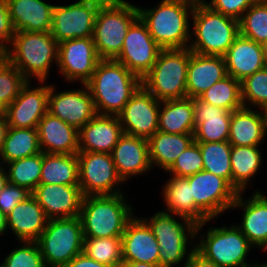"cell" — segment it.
Returning <instances> with one entry per match:
<instances>
[{
  "label": "cell",
  "mask_w": 267,
  "mask_h": 267,
  "mask_svg": "<svg viewBox=\"0 0 267 267\" xmlns=\"http://www.w3.org/2000/svg\"><path fill=\"white\" fill-rule=\"evenodd\" d=\"M86 85L97 114L118 116L142 79L115 59H101Z\"/></svg>",
  "instance_id": "obj_1"
},
{
  "label": "cell",
  "mask_w": 267,
  "mask_h": 267,
  "mask_svg": "<svg viewBox=\"0 0 267 267\" xmlns=\"http://www.w3.org/2000/svg\"><path fill=\"white\" fill-rule=\"evenodd\" d=\"M195 3L192 0H162L148 9L138 5V13L162 49L187 48L192 30L189 16H192Z\"/></svg>",
  "instance_id": "obj_2"
},
{
  "label": "cell",
  "mask_w": 267,
  "mask_h": 267,
  "mask_svg": "<svg viewBox=\"0 0 267 267\" xmlns=\"http://www.w3.org/2000/svg\"><path fill=\"white\" fill-rule=\"evenodd\" d=\"M174 217H178L179 222ZM141 218L151 228L158 241L160 267H178L181 263L183 264L182 267H185L192 251L195 250V244L192 242L196 241L194 239L198 238L196 236L199 234V231H202L205 224H208L212 220L209 219L197 225L185 217L164 211L155 212L149 218H146V216ZM180 220L183 222H180ZM189 243L191 245L193 244L192 248L188 247L190 245Z\"/></svg>",
  "instance_id": "obj_3"
},
{
  "label": "cell",
  "mask_w": 267,
  "mask_h": 267,
  "mask_svg": "<svg viewBox=\"0 0 267 267\" xmlns=\"http://www.w3.org/2000/svg\"><path fill=\"white\" fill-rule=\"evenodd\" d=\"M58 44L50 32L18 31L4 56L28 81L46 82L54 61L57 66Z\"/></svg>",
  "instance_id": "obj_4"
},
{
  "label": "cell",
  "mask_w": 267,
  "mask_h": 267,
  "mask_svg": "<svg viewBox=\"0 0 267 267\" xmlns=\"http://www.w3.org/2000/svg\"><path fill=\"white\" fill-rule=\"evenodd\" d=\"M124 195L121 193L83 197L79 217L84 237L122 236L127 223L135 216L133 207L130 202L127 204Z\"/></svg>",
  "instance_id": "obj_5"
},
{
  "label": "cell",
  "mask_w": 267,
  "mask_h": 267,
  "mask_svg": "<svg viewBox=\"0 0 267 267\" xmlns=\"http://www.w3.org/2000/svg\"><path fill=\"white\" fill-rule=\"evenodd\" d=\"M191 18L188 48L193 53L224 56L240 34L239 20L212 10L204 2L195 3Z\"/></svg>",
  "instance_id": "obj_6"
},
{
  "label": "cell",
  "mask_w": 267,
  "mask_h": 267,
  "mask_svg": "<svg viewBox=\"0 0 267 267\" xmlns=\"http://www.w3.org/2000/svg\"><path fill=\"white\" fill-rule=\"evenodd\" d=\"M139 17L138 6L126 0H106L99 8L93 41L100 59H116L131 24Z\"/></svg>",
  "instance_id": "obj_7"
},
{
  "label": "cell",
  "mask_w": 267,
  "mask_h": 267,
  "mask_svg": "<svg viewBox=\"0 0 267 267\" xmlns=\"http://www.w3.org/2000/svg\"><path fill=\"white\" fill-rule=\"evenodd\" d=\"M190 52L188 47L162 49L142 86L160 101L186 98Z\"/></svg>",
  "instance_id": "obj_8"
},
{
  "label": "cell",
  "mask_w": 267,
  "mask_h": 267,
  "mask_svg": "<svg viewBox=\"0 0 267 267\" xmlns=\"http://www.w3.org/2000/svg\"><path fill=\"white\" fill-rule=\"evenodd\" d=\"M83 229L80 217L48 220L36 240L46 267H65L83 253Z\"/></svg>",
  "instance_id": "obj_9"
},
{
  "label": "cell",
  "mask_w": 267,
  "mask_h": 267,
  "mask_svg": "<svg viewBox=\"0 0 267 267\" xmlns=\"http://www.w3.org/2000/svg\"><path fill=\"white\" fill-rule=\"evenodd\" d=\"M200 237L198 243L195 242V250L217 266L248 267L252 264L246 259L254 246L236 225L210 227Z\"/></svg>",
  "instance_id": "obj_10"
},
{
  "label": "cell",
  "mask_w": 267,
  "mask_h": 267,
  "mask_svg": "<svg viewBox=\"0 0 267 267\" xmlns=\"http://www.w3.org/2000/svg\"><path fill=\"white\" fill-rule=\"evenodd\" d=\"M77 157L79 187L83 196L123 193L120 185L124 182L116 171L110 153L79 151Z\"/></svg>",
  "instance_id": "obj_11"
},
{
  "label": "cell",
  "mask_w": 267,
  "mask_h": 267,
  "mask_svg": "<svg viewBox=\"0 0 267 267\" xmlns=\"http://www.w3.org/2000/svg\"><path fill=\"white\" fill-rule=\"evenodd\" d=\"M105 1L79 0L67 5H54L50 33L58 43L93 37L96 15Z\"/></svg>",
  "instance_id": "obj_12"
},
{
  "label": "cell",
  "mask_w": 267,
  "mask_h": 267,
  "mask_svg": "<svg viewBox=\"0 0 267 267\" xmlns=\"http://www.w3.org/2000/svg\"><path fill=\"white\" fill-rule=\"evenodd\" d=\"M195 205L209 218L215 219L231 209L238 192L222 177L202 170L186 177Z\"/></svg>",
  "instance_id": "obj_13"
},
{
  "label": "cell",
  "mask_w": 267,
  "mask_h": 267,
  "mask_svg": "<svg viewBox=\"0 0 267 267\" xmlns=\"http://www.w3.org/2000/svg\"><path fill=\"white\" fill-rule=\"evenodd\" d=\"M100 60L93 37L75 38L58 44V73L61 72L67 82L86 84Z\"/></svg>",
  "instance_id": "obj_14"
},
{
  "label": "cell",
  "mask_w": 267,
  "mask_h": 267,
  "mask_svg": "<svg viewBox=\"0 0 267 267\" xmlns=\"http://www.w3.org/2000/svg\"><path fill=\"white\" fill-rule=\"evenodd\" d=\"M161 50L146 24L138 17L129 27L121 52L115 60L142 79L155 64Z\"/></svg>",
  "instance_id": "obj_15"
},
{
  "label": "cell",
  "mask_w": 267,
  "mask_h": 267,
  "mask_svg": "<svg viewBox=\"0 0 267 267\" xmlns=\"http://www.w3.org/2000/svg\"><path fill=\"white\" fill-rule=\"evenodd\" d=\"M160 104V100L141 86L118 115L123 133L148 140L158 131Z\"/></svg>",
  "instance_id": "obj_16"
},
{
  "label": "cell",
  "mask_w": 267,
  "mask_h": 267,
  "mask_svg": "<svg viewBox=\"0 0 267 267\" xmlns=\"http://www.w3.org/2000/svg\"><path fill=\"white\" fill-rule=\"evenodd\" d=\"M50 84L48 96V112L69 125L80 130L97 113L91 93L86 84L80 89L55 92Z\"/></svg>",
  "instance_id": "obj_17"
},
{
  "label": "cell",
  "mask_w": 267,
  "mask_h": 267,
  "mask_svg": "<svg viewBox=\"0 0 267 267\" xmlns=\"http://www.w3.org/2000/svg\"><path fill=\"white\" fill-rule=\"evenodd\" d=\"M31 82L22 88L14 101L3 110L9 127L37 128L39 121L48 112V96L50 85L31 87Z\"/></svg>",
  "instance_id": "obj_18"
},
{
  "label": "cell",
  "mask_w": 267,
  "mask_h": 267,
  "mask_svg": "<svg viewBox=\"0 0 267 267\" xmlns=\"http://www.w3.org/2000/svg\"><path fill=\"white\" fill-rule=\"evenodd\" d=\"M48 220L79 217L83 194L79 185L39 184L31 193Z\"/></svg>",
  "instance_id": "obj_19"
},
{
  "label": "cell",
  "mask_w": 267,
  "mask_h": 267,
  "mask_svg": "<svg viewBox=\"0 0 267 267\" xmlns=\"http://www.w3.org/2000/svg\"><path fill=\"white\" fill-rule=\"evenodd\" d=\"M239 192L231 209L243 208L239 224H235L255 248L267 250V196L255 190L251 197L243 198ZM245 199V200H244Z\"/></svg>",
  "instance_id": "obj_20"
},
{
  "label": "cell",
  "mask_w": 267,
  "mask_h": 267,
  "mask_svg": "<svg viewBox=\"0 0 267 267\" xmlns=\"http://www.w3.org/2000/svg\"><path fill=\"white\" fill-rule=\"evenodd\" d=\"M122 239V261L159 265V245L151 228L134 216L126 225Z\"/></svg>",
  "instance_id": "obj_21"
},
{
  "label": "cell",
  "mask_w": 267,
  "mask_h": 267,
  "mask_svg": "<svg viewBox=\"0 0 267 267\" xmlns=\"http://www.w3.org/2000/svg\"><path fill=\"white\" fill-rule=\"evenodd\" d=\"M116 171L123 182L152 169L148 140L123 134L111 153Z\"/></svg>",
  "instance_id": "obj_22"
},
{
  "label": "cell",
  "mask_w": 267,
  "mask_h": 267,
  "mask_svg": "<svg viewBox=\"0 0 267 267\" xmlns=\"http://www.w3.org/2000/svg\"><path fill=\"white\" fill-rule=\"evenodd\" d=\"M123 134L118 116L96 114L79 130V151L111 154Z\"/></svg>",
  "instance_id": "obj_23"
},
{
  "label": "cell",
  "mask_w": 267,
  "mask_h": 267,
  "mask_svg": "<svg viewBox=\"0 0 267 267\" xmlns=\"http://www.w3.org/2000/svg\"><path fill=\"white\" fill-rule=\"evenodd\" d=\"M37 130L42 152L48 154L79 152V130L49 112L39 121Z\"/></svg>",
  "instance_id": "obj_24"
},
{
  "label": "cell",
  "mask_w": 267,
  "mask_h": 267,
  "mask_svg": "<svg viewBox=\"0 0 267 267\" xmlns=\"http://www.w3.org/2000/svg\"><path fill=\"white\" fill-rule=\"evenodd\" d=\"M192 100L195 119L194 141H228L232 112L206 103L199 97Z\"/></svg>",
  "instance_id": "obj_25"
},
{
  "label": "cell",
  "mask_w": 267,
  "mask_h": 267,
  "mask_svg": "<svg viewBox=\"0 0 267 267\" xmlns=\"http://www.w3.org/2000/svg\"><path fill=\"white\" fill-rule=\"evenodd\" d=\"M226 76L223 56L202 55L191 51L187 68V97L198 98Z\"/></svg>",
  "instance_id": "obj_26"
},
{
  "label": "cell",
  "mask_w": 267,
  "mask_h": 267,
  "mask_svg": "<svg viewBox=\"0 0 267 267\" xmlns=\"http://www.w3.org/2000/svg\"><path fill=\"white\" fill-rule=\"evenodd\" d=\"M223 57L227 75L240 82L265 67L261 44L241 34Z\"/></svg>",
  "instance_id": "obj_27"
},
{
  "label": "cell",
  "mask_w": 267,
  "mask_h": 267,
  "mask_svg": "<svg viewBox=\"0 0 267 267\" xmlns=\"http://www.w3.org/2000/svg\"><path fill=\"white\" fill-rule=\"evenodd\" d=\"M47 222L44 210L32 194L20 201L7 215V229L13 231L18 241H36Z\"/></svg>",
  "instance_id": "obj_28"
},
{
  "label": "cell",
  "mask_w": 267,
  "mask_h": 267,
  "mask_svg": "<svg viewBox=\"0 0 267 267\" xmlns=\"http://www.w3.org/2000/svg\"><path fill=\"white\" fill-rule=\"evenodd\" d=\"M15 32H50L54 5L43 0H6Z\"/></svg>",
  "instance_id": "obj_29"
},
{
  "label": "cell",
  "mask_w": 267,
  "mask_h": 267,
  "mask_svg": "<svg viewBox=\"0 0 267 267\" xmlns=\"http://www.w3.org/2000/svg\"><path fill=\"white\" fill-rule=\"evenodd\" d=\"M167 183L162 187V197L164 199V212L185 217L195 224H201L209 218L195 205L192 197L189 180L186 177L171 175Z\"/></svg>",
  "instance_id": "obj_30"
},
{
  "label": "cell",
  "mask_w": 267,
  "mask_h": 267,
  "mask_svg": "<svg viewBox=\"0 0 267 267\" xmlns=\"http://www.w3.org/2000/svg\"><path fill=\"white\" fill-rule=\"evenodd\" d=\"M243 107L232 111L228 142L231 146H261L267 136L261 111Z\"/></svg>",
  "instance_id": "obj_31"
},
{
  "label": "cell",
  "mask_w": 267,
  "mask_h": 267,
  "mask_svg": "<svg viewBox=\"0 0 267 267\" xmlns=\"http://www.w3.org/2000/svg\"><path fill=\"white\" fill-rule=\"evenodd\" d=\"M158 130L171 134H194L195 119L192 98L161 101Z\"/></svg>",
  "instance_id": "obj_32"
},
{
  "label": "cell",
  "mask_w": 267,
  "mask_h": 267,
  "mask_svg": "<svg viewBox=\"0 0 267 267\" xmlns=\"http://www.w3.org/2000/svg\"><path fill=\"white\" fill-rule=\"evenodd\" d=\"M193 141V134H171L158 130L148 139L152 169L156 166L167 171Z\"/></svg>",
  "instance_id": "obj_33"
},
{
  "label": "cell",
  "mask_w": 267,
  "mask_h": 267,
  "mask_svg": "<svg viewBox=\"0 0 267 267\" xmlns=\"http://www.w3.org/2000/svg\"><path fill=\"white\" fill-rule=\"evenodd\" d=\"M79 161L75 154L42 152L40 184L79 185Z\"/></svg>",
  "instance_id": "obj_34"
},
{
  "label": "cell",
  "mask_w": 267,
  "mask_h": 267,
  "mask_svg": "<svg viewBox=\"0 0 267 267\" xmlns=\"http://www.w3.org/2000/svg\"><path fill=\"white\" fill-rule=\"evenodd\" d=\"M260 146H232L231 170L232 187L239 193L246 191L249 182L262 165Z\"/></svg>",
  "instance_id": "obj_35"
},
{
  "label": "cell",
  "mask_w": 267,
  "mask_h": 267,
  "mask_svg": "<svg viewBox=\"0 0 267 267\" xmlns=\"http://www.w3.org/2000/svg\"><path fill=\"white\" fill-rule=\"evenodd\" d=\"M37 128L9 127L0 151V165L41 153Z\"/></svg>",
  "instance_id": "obj_36"
},
{
  "label": "cell",
  "mask_w": 267,
  "mask_h": 267,
  "mask_svg": "<svg viewBox=\"0 0 267 267\" xmlns=\"http://www.w3.org/2000/svg\"><path fill=\"white\" fill-rule=\"evenodd\" d=\"M203 158V170L224 178L232 186L231 144L222 142H197Z\"/></svg>",
  "instance_id": "obj_37"
},
{
  "label": "cell",
  "mask_w": 267,
  "mask_h": 267,
  "mask_svg": "<svg viewBox=\"0 0 267 267\" xmlns=\"http://www.w3.org/2000/svg\"><path fill=\"white\" fill-rule=\"evenodd\" d=\"M199 98L230 112L244 107L241 99V82L229 75L204 91Z\"/></svg>",
  "instance_id": "obj_38"
},
{
  "label": "cell",
  "mask_w": 267,
  "mask_h": 267,
  "mask_svg": "<svg viewBox=\"0 0 267 267\" xmlns=\"http://www.w3.org/2000/svg\"><path fill=\"white\" fill-rule=\"evenodd\" d=\"M7 165V166H6ZM8 183L26 188L31 193L40 184L42 152L6 163Z\"/></svg>",
  "instance_id": "obj_39"
},
{
  "label": "cell",
  "mask_w": 267,
  "mask_h": 267,
  "mask_svg": "<svg viewBox=\"0 0 267 267\" xmlns=\"http://www.w3.org/2000/svg\"><path fill=\"white\" fill-rule=\"evenodd\" d=\"M83 253L109 267H121L123 263L121 236L107 238L84 237Z\"/></svg>",
  "instance_id": "obj_40"
},
{
  "label": "cell",
  "mask_w": 267,
  "mask_h": 267,
  "mask_svg": "<svg viewBox=\"0 0 267 267\" xmlns=\"http://www.w3.org/2000/svg\"><path fill=\"white\" fill-rule=\"evenodd\" d=\"M240 34L258 44L267 41V1L257 0L239 20Z\"/></svg>",
  "instance_id": "obj_41"
},
{
  "label": "cell",
  "mask_w": 267,
  "mask_h": 267,
  "mask_svg": "<svg viewBox=\"0 0 267 267\" xmlns=\"http://www.w3.org/2000/svg\"><path fill=\"white\" fill-rule=\"evenodd\" d=\"M27 83L24 75L6 59L0 63V111L14 101Z\"/></svg>",
  "instance_id": "obj_42"
},
{
  "label": "cell",
  "mask_w": 267,
  "mask_h": 267,
  "mask_svg": "<svg viewBox=\"0 0 267 267\" xmlns=\"http://www.w3.org/2000/svg\"><path fill=\"white\" fill-rule=\"evenodd\" d=\"M241 99L246 108L259 109L267 103V67L241 81Z\"/></svg>",
  "instance_id": "obj_43"
},
{
  "label": "cell",
  "mask_w": 267,
  "mask_h": 267,
  "mask_svg": "<svg viewBox=\"0 0 267 267\" xmlns=\"http://www.w3.org/2000/svg\"><path fill=\"white\" fill-rule=\"evenodd\" d=\"M22 244L5 256L0 267H46L36 241H20ZM19 247V248H18Z\"/></svg>",
  "instance_id": "obj_44"
},
{
  "label": "cell",
  "mask_w": 267,
  "mask_h": 267,
  "mask_svg": "<svg viewBox=\"0 0 267 267\" xmlns=\"http://www.w3.org/2000/svg\"><path fill=\"white\" fill-rule=\"evenodd\" d=\"M202 170L203 158L200 146L196 141H193L166 172L177 177H188Z\"/></svg>",
  "instance_id": "obj_45"
},
{
  "label": "cell",
  "mask_w": 267,
  "mask_h": 267,
  "mask_svg": "<svg viewBox=\"0 0 267 267\" xmlns=\"http://www.w3.org/2000/svg\"><path fill=\"white\" fill-rule=\"evenodd\" d=\"M257 0H210L204 1L212 10L240 20L245 11Z\"/></svg>",
  "instance_id": "obj_46"
},
{
  "label": "cell",
  "mask_w": 267,
  "mask_h": 267,
  "mask_svg": "<svg viewBox=\"0 0 267 267\" xmlns=\"http://www.w3.org/2000/svg\"><path fill=\"white\" fill-rule=\"evenodd\" d=\"M30 195L31 192L26 188L8 183L0 193V210L7 216L20 201Z\"/></svg>",
  "instance_id": "obj_47"
},
{
  "label": "cell",
  "mask_w": 267,
  "mask_h": 267,
  "mask_svg": "<svg viewBox=\"0 0 267 267\" xmlns=\"http://www.w3.org/2000/svg\"><path fill=\"white\" fill-rule=\"evenodd\" d=\"M14 35L15 30L9 15V7L6 0H2L0 1V51L4 52L9 48Z\"/></svg>",
  "instance_id": "obj_48"
},
{
  "label": "cell",
  "mask_w": 267,
  "mask_h": 267,
  "mask_svg": "<svg viewBox=\"0 0 267 267\" xmlns=\"http://www.w3.org/2000/svg\"><path fill=\"white\" fill-rule=\"evenodd\" d=\"M65 267H109L89 258L84 253L76 255Z\"/></svg>",
  "instance_id": "obj_49"
},
{
  "label": "cell",
  "mask_w": 267,
  "mask_h": 267,
  "mask_svg": "<svg viewBox=\"0 0 267 267\" xmlns=\"http://www.w3.org/2000/svg\"><path fill=\"white\" fill-rule=\"evenodd\" d=\"M185 267H219L213 261H210L193 250Z\"/></svg>",
  "instance_id": "obj_50"
},
{
  "label": "cell",
  "mask_w": 267,
  "mask_h": 267,
  "mask_svg": "<svg viewBox=\"0 0 267 267\" xmlns=\"http://www.w3.org/2000/svg\"><path fill=\"white\" fill-rule=\"evenodd\" d=\"M9 125L4 111H0V151L6 138Z\"/></svg>",
  "instance_id": "obj_51"
},
{
  "label": "cell",
  "mask_w": 267,
  "mask_h": 267,
  "mask_svg": "<svg viewBox=\"0 0 267 267\" xmlns=\"http://www.w3.org/2000/svg\"><path fill=\"white\" fill-rule=\"evenodd\" d=\"M121 267H160L159 265H153L145 262H129L123 261Z\"/></svg>",
  "instance_id": "obj_52"
},
{
  "label": "cell",
  "mask_w": 267,
  "mask_h": 267,
  "mask_svg": "<svg viewBox=\"0 0 267 267\" xmlns=\"http://www.w3.org/2000/svg\"><path fill=\"white\" fill-rule=\"evenodd\" d=\"M7 184H8V176L6 169L3 165H0V193Z\"/></svg>",
  "instance_id": "obj_53"
},
{
  "label": "cell",
  "mask_w": 267,
  "mask_h": 267,
  "mask_svg": "<svg viewBox=\"0 0 267 267\" xmlns=\"http://www.w3.org/2000/svg\"><path fill=\"white\" fill-rule=\"evenodd\" d=\"M7 230V216L0 210V235L5 234Z\"/></svg>",
  "instance_id": "obj_54"
},
{
  "label": "cell",
  "mask_w": 267,
  "mask_h": 267,
  "mask_svg": "<svg viewBox=\"0 0 267 267\" xmlns=\"http://www.w3.org/2000/svg\"><path fill=\"white\" fill-rule=\"evenodd\" d=\"M264 65L267 67V41L261 43Z\"/></svg>",
  "instance_id": "obj_55"
},
{
  "label": "cell",
  "mask_w": 267,
  "mask_h": 267,
  "mask_svg": "<svg viewBox=\"0 0 267 267\" xmlns=\"http://www.w3.org/2000/svg\"><path fill=\"white\" fill-rule=\"evenodd\" d=\"M265 123V126L267 128V103H265L261 108H259Z\"/></svg>",
  "instance_id": "obj_56"
},
{
  "label": "cell",
  "mask_w": 267,
  "mask_h": 267,
  "mask_svg": "<svg viewBox=\"0 0 267 267\" xmlns=\"http://www.w3.org/2000/svg\"><path fill=\"white\" fill-rule=\"evenodd\" d=\"M248 267H267V262L265 263H259V261L256 263H253L252 261V264H250Z\"/></svg>",
  "instance_id": "obj_57"
},
{
  "label": "cell",
  "mask_w": 267,
  "mask_h": 267,
  "mask_svg": "<svg viewBox=\"0 0 267 267\" xmlns=\"http://www.w3.org/2000/svg\"><path fill=\"white\" fill-rule=\"evenodd\" d=\"M5 59L4 52L0 51V63Z\"/></svg>",
  "instance_id": "obj_58"
},
{
  "label": "cell",
  "mask_w": 267,
  "mask_h": 267,
  "mask_svg": "<svg viewBox=\"0 0 267 267\" xmlns=\"http://www.w3.org/2000/svg\"><path fill=\"white\" fill-rule=\"evenodd\" d=\"M194 2H204L205 0H192Z\"/></svg>",
  "instance_id": "obj_59"
}]
</instances>
